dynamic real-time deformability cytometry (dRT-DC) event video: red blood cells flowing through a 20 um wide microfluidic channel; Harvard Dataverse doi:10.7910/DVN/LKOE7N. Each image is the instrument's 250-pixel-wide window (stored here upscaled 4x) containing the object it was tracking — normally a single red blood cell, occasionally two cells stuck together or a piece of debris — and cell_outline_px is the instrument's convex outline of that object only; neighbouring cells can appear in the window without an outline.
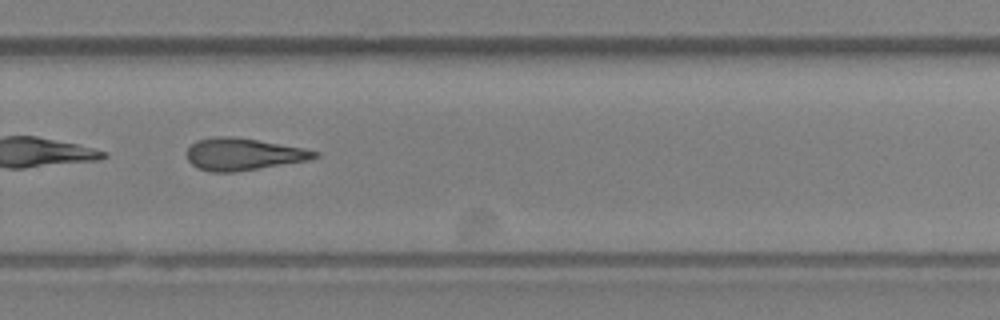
{"species": "Egyptian fruit bat (a non-hibernating species)", "species_latin": "Rousettus aegyptiacus", "temperature_condition": "room temperature", "stored_images_in_passage": 30, "camera_frame_rate_fps": 3000, "um_per_image_px": 0.085, "animal": {"sex": "female"}, "frame": {"image": 1, "passage_image": 18, "time_ms": 5.667, "image_size_px": [1000, 320], "cell_outline_px": [[320, 156], [308, 160], [232, 172], [212, 172], [196, 168], [188, 160], [188, 148], [196, 140], [216, 136], [228, 136], [256, 140], [304, 148], [320, 152]], "centroid_in_image_um": [20.66, 13.1], "position_along_channel_um": 309.1, "area_um2": 23.58}}